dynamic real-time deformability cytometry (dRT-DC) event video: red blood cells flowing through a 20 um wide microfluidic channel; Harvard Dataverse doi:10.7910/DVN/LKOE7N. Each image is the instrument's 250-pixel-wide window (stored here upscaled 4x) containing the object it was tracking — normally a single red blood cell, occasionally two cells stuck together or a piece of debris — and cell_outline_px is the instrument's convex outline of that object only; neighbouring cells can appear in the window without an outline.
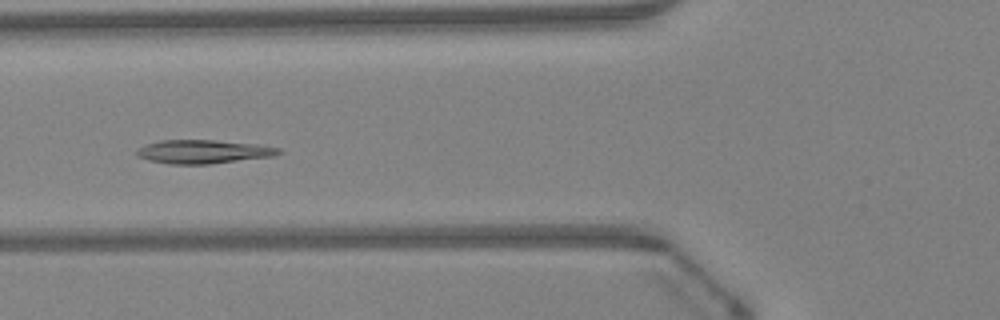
{"species": "Egyptian fruit bat (a non-hibernating species)", "species_latin": "Rousettus aegyptiacus", "temperature_condition": "warm", "stored_images_in_passage": 35, "camera_frame_rate_fps": 3000, "um_per_image_px": 0.085, "animal": {"sex": "female"}, "frame": {"image": 1, "passage_image": 6, "time_ms": 1.667, "image_size_px": [1000, 320], "cell_outline_px": [[284, 152], [272, 156], [208, 164], [168, 164], [148, 160], [136, 156], [136, 148], [160, 140], [216, 140], [260, 144], [280, 148]], "centroid_in_image_um": [17.27, 12.89], "position_along_channel_um": 108.5, "area_um2": 19.65}}
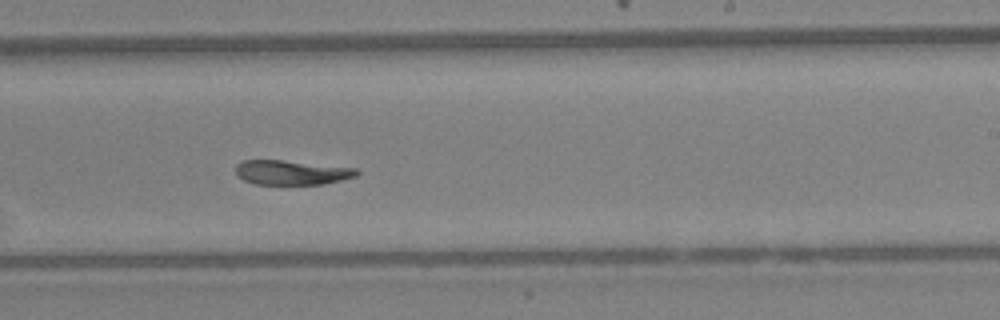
{"frame": {"image": 2, "passage_image": 17, "time_ms": 5.333, "image_size_px": [1000, 320], "cell_outline_px": [[360, 172], [356, 176], [324, 184], [256, 184], [244, 180], [236, 176], [236, 164], [240, 160], [284, 160], [356, 168]], "centroid_in_image_um": [24.76, 14.65], "position_along_channel_um": 264.2, "area_um2": 17.34}}
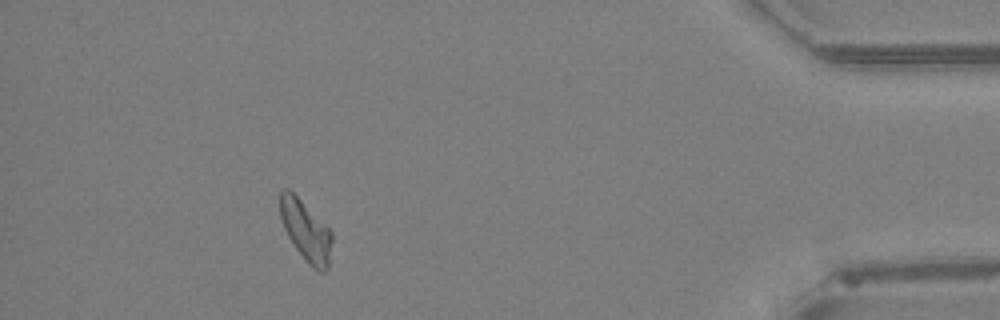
{"frame": {"image": 3, "passage_image": 31, "time_ms": 10.0, "image_size_px": [1000, 320], "cell_outline_px": [[332, 240], [328, 268], [324, 272], [320, 272], [312, 268], [308, 264], [296, 248], [288, 236], [284, 228], [280, 216], [280, 192], [284, 188], [288, 188], [332, 232]], "centroid_in_image_um": [25.99, 19.65], "position_along_channel_um": 409.2, "area_um2": 17.92}}